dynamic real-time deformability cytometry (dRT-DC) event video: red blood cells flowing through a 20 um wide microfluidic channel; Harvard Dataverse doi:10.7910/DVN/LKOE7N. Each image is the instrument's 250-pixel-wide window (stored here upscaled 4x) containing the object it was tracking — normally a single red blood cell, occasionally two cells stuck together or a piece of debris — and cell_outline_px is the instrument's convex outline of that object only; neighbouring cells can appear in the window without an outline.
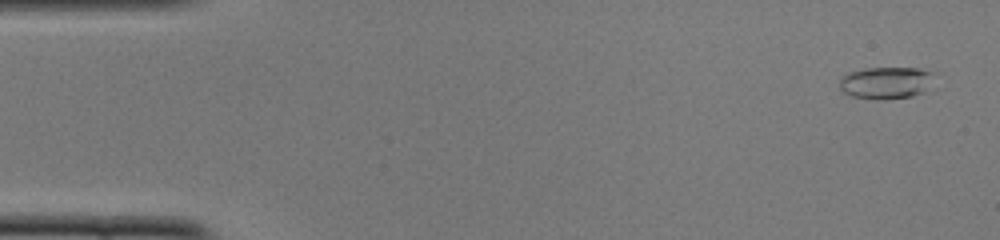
{"species": "common noctule bat (a hibernating species)", "species_latin": "Nyctalus noctula", "temperature_condition": "cold", "stored_images_in_passage": 50, "camera_frame_rate_fps": 3000, "um_per_image_px": 0.085, "animal": {"sex": "female", "body_mass_g": 22.0, "forearm_length_mm": 56.7}, "frame": {"image": 1, "passage_image": 2, "time_ms": 0.333, "image_size_px": [1000, 240], "cell_outline_px": [[940, 72], [924, 92], [912, 96], [880, 100], [876, 100], [852, 96], [844, 92], [840, 88], [840, 80], [848, 72], [864, 68], [920, 68]], "centroid_in_image_um": [75.4, 7.02], "position_along_channel_um": 9.6, "area_um2": 18.09}}
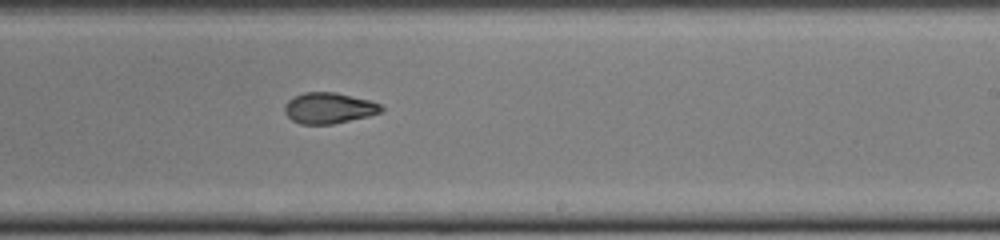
{"frame": {"image": 2, "passage_image": 30, "time_ms": 9.667, "image_size_px": [1000, 240], "cell_outline_px": [[384, 112], [368, 116], [332, 124], [300, 124], [292, 120], [284, 112], [284, 104], [288, 100], [304, 92], [336, 92], [368, 100], [380, 104], [384, 108]], "centroid_in_image_um": [27.95, 9.19], "position_along_channel_um": 261.0, "area_um2": 17.4}}
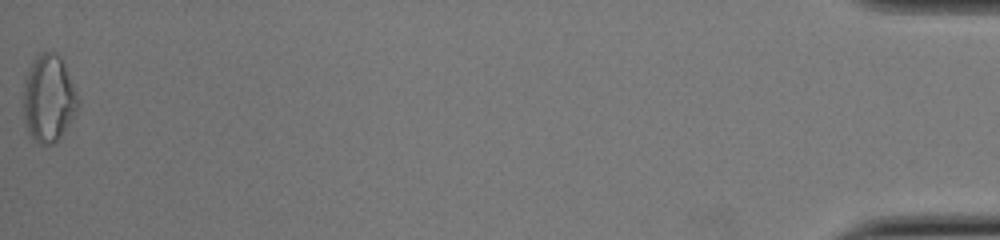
{"frame": {"image": 3, "passage_image": 50, "time_ms": 16.333, "image_size_px": [1000, 240], "cell_outline_px": [[80, 104], [76, 112], [56, 144], [44, 148], [28, 132], [24, 120], [20, 100], [24, 80], [32, 60], [40, 52], [56, 52], [60, 56], [64, 64], [80, 100]], "centroid_in_image_um": [4.1, 8.39], "position_along_channel_um": 431.1, "area_um2": 28.61}, "authors_computed_cell_mechanics": {"area_um2": 17.9758, "velocity_mm_per_s": 4.0168, "shape_relaxation_time_tau1_ms": 4.5945, "shape_relaxation_time_tau2_ms": 3.3573, "deformation_change_tau1": 0.1776, "deformation_change_tau2": 0.0913}}